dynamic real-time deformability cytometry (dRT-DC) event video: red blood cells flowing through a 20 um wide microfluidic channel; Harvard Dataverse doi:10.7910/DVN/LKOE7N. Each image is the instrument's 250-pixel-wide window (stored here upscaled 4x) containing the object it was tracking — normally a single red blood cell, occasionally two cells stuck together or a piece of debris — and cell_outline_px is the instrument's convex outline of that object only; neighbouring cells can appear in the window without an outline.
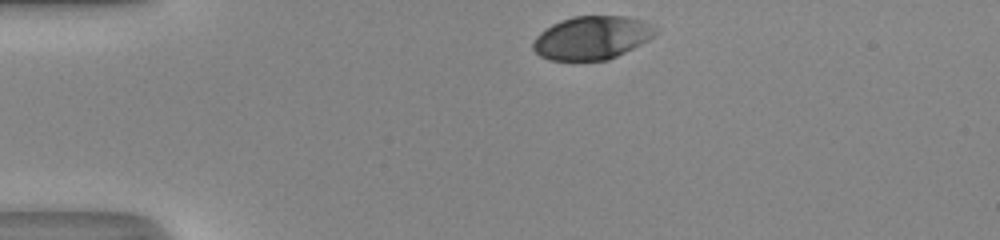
{"species": "human", "species_latin": "Homo sapiens", "temperature_condition": "room temperature", "stored_images_in_passage": 31, "camera_frame_rate_fps": 3000, "um_per_image_px": 0.085, "donor": {"sex": "male"}, "frame": {"image": 1, "passage_image": 1, "time_ms": 0.0, "image_size_px": [1000, 240], "cell_outline_px": [[656, 32], [648, 40], [608, 60], [548, 60], [540, 56], [532, 48], [532, 44], [536, 36], [544, 28], [560, 20], [572, 16], [628, 16], [640, 20], [652, 28]], "centroid_in_image_um": [50.22, 3.21], "position_along_channel_um": 34.8, "area_um2": 30.58}}
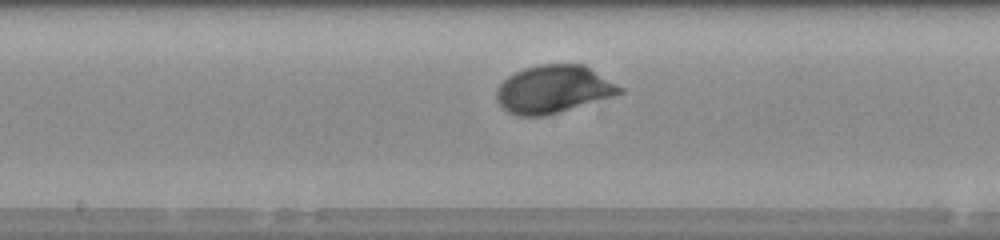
{"frame": {"image": 2, "passage_image": 17, "time_ms": 5.333, "image_size_px": [1000, 240], "cell_outline_px": [[624, 92], [612, 96], [544, 116], [516, 116], [508, 112], [496, 100], [496, 88], [508, 76], [524, 68], [540, 64], [584, 64], [624, 88]], "centroid_in_image_um": [47.02, 7.58], "position_along_channel_um": 201.2, "area_um2": 34.1}}
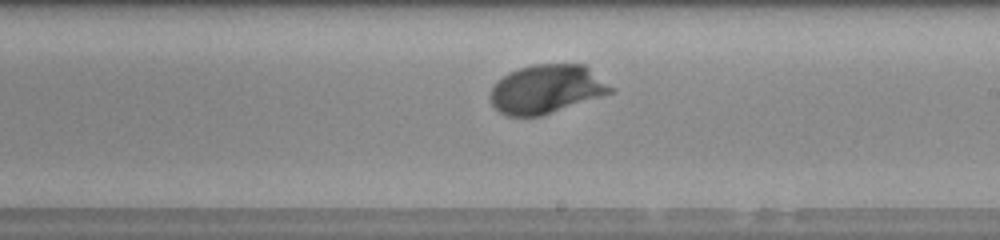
{"frame": {"image": 3, "passage_image": 20, "time_ms": 6.333, "image_size_px": [1000, 240], "cell_outline_px": [[616, 92], [540, 116], [508, 116], [500, 112], [492, 104], [488, 96], [496, 80], [508, 72], [532, 64], [584, 64], [616, 88]], "centroid_in_image_um": [46.48, 7.57], "position_along_channel_um": 242.5, "area_um2": 34.56}, "authors_computed_cell_mechanics": {"area_um2": 33.0616, "velocity_mm_per_s": 4.1592, "shape_relaxation_time_tau1_ms": 1.5235, "shape_relaxation_time_tau2_ms": null, "deformation_change_tau1": 0.1323, "deformation_change_tau2": null}}